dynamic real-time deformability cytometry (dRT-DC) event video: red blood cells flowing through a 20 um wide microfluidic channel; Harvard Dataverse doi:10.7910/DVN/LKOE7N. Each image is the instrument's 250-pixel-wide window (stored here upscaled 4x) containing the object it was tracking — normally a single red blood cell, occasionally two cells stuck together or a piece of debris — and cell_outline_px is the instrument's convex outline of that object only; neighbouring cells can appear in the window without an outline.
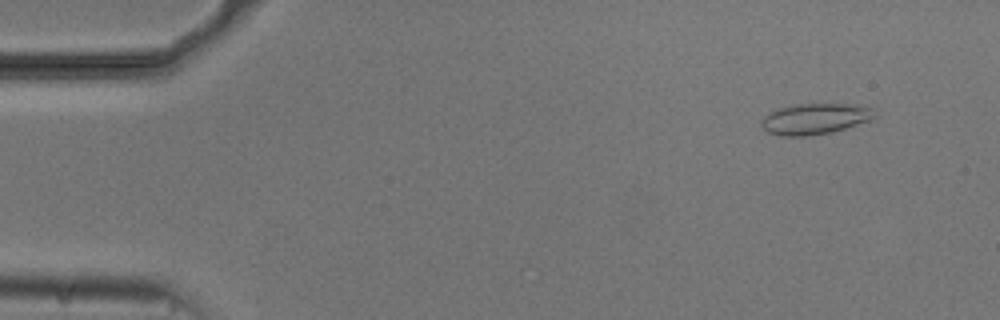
{"species": "common noctule bat (a hibernating species)", "species_latin": "Nyctalus noctula", "temperature_condition": "cold", "stored_images_in_passage": 14, "camera_frame_rate_fps": 3000, "um_per_image_px": 0.085, "animal": {"sex": "male", "body_mass_g": 20.5, "forearm_length_mm": 52.5}, "frame": {"image": 1, "passage_image": 5, "time_ms": 1.333, "image_size_px": [1000, 320], "cell_outline_px": [[876, 116], [868, 120], [832, 132], [808, 136], [780, 136], [768, 132], [760, 124], [760, 120], [764, 116], [780, 108], [796, 104], [856, 104], [872, 108]], "centroid_in_image_um": [69.24, 10.1], "position_along_channel_um": 15.8, "area_um2": 20.17}}